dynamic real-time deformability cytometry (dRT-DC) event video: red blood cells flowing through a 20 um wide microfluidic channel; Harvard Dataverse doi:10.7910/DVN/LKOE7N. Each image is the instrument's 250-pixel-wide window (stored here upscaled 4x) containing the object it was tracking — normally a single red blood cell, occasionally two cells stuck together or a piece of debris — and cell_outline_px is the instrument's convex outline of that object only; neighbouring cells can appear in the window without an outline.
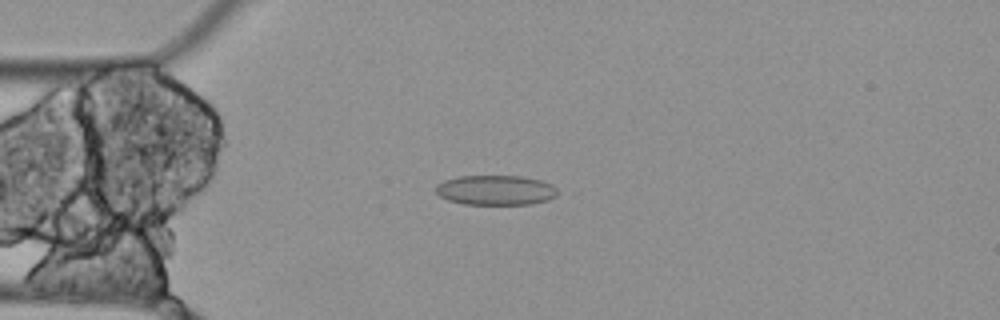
{"species": "Egyptian fruit bat (a non-hibernating species)", "species_latin": "Rousettus aegyptiacus", "temperature_condition": "cold", "stored_images_in_passage": 6, "camera_frame_rate_fps": 3000, "um_per_image_px": 0.085, "animal": {"sex": "female"}, "frame": {"image": 1, "passage_image": 4, "time_ms": 1.0, "image_size_px": [1000, 320], "cell_outline_px": [[556, 196], [548, 200], [532, 204], [464, 204], [448, 200], [440, 196], [436, 192], [436, 184], [444, 180], [460, 176], [520, 176], [544, 180], [552, 184], [556, 188]], "centroid_in_image_um": [42.14, 16.16], "position_along_channel_um": 42.9, "area_um2": 21.27}}
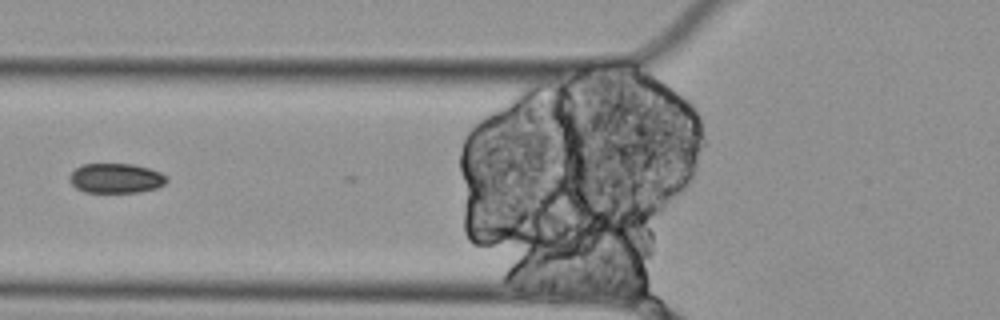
{"frame": {"image": 2, "passage_image": 6, "time_ms": 1.667, "image_size_px": [1000, 320], "cell_outline_px": [[168, 180], [164, 184], [156, 188], [140, 192], [84, 192], [76, 188], [72, 184], [68, 176], [80, 164], [132, 164], [148, 168], [160, 172], [168, 176]], "centroid_in_image_um": [9.85, 15.15], "position_along_channel_um": 115.9, "area_um2": 16.88}}